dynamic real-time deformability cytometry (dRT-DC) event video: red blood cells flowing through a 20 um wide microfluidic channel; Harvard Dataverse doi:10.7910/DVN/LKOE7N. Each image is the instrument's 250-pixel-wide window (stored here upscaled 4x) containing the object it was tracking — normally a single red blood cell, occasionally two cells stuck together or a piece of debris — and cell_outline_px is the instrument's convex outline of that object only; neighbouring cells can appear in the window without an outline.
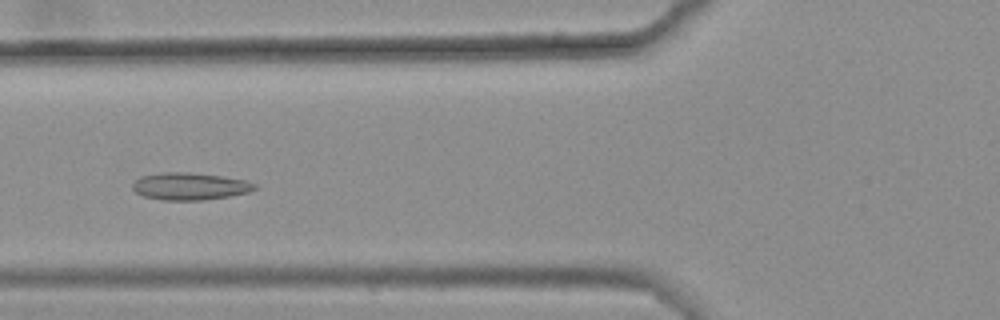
{"species": "common noctule bat (a hibernating species)", "species_latin": "Nyctalus noctula", "temperature_condition": "warm", "stored_images_in_passage": 44, "camera_frame_rate_fps": 3000, "um_per_image_px": 0.085, "animal": {"sex": "female", "body_mass_g": 25.1}, "frame": {"image": 1, "passage_image": 19, "time_ms": 6.0, "image_size_px": [1000, 320], "cell_outline_px": [[256, 188], [248, 192], [228, 196], [200, 200], [160, 200], [144, 196], [136, 192], [132, 188], [132, 184], [140, 176], [164, 172], [188, 172], [220, 176], [248, 180], [256, 184]], "centroid_in_image_um": [16.12, 15.83], "position_along_channel_um": 109.7, "area_um2": 19.31}}
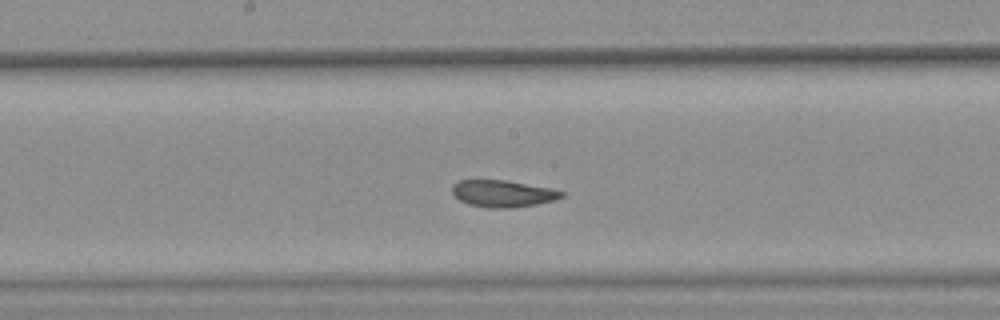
{"frame": {"image": 2, "passage_image": 27, "time_ms": 8.667, "image_size_px": [1000, 320], "cell_outline_px": [[564, 196], [556, 200], [536, 204], [512, 208], [488, 208], [468, 204], [460, 200], [452, 192], [452, 184], [460, 180], [504, 180], [552, 188], [564, 192]], "centroid_in_image_um": [42.75, 16.46], "position_along_channel_um": 205.4, "area_um2": 17.17}}
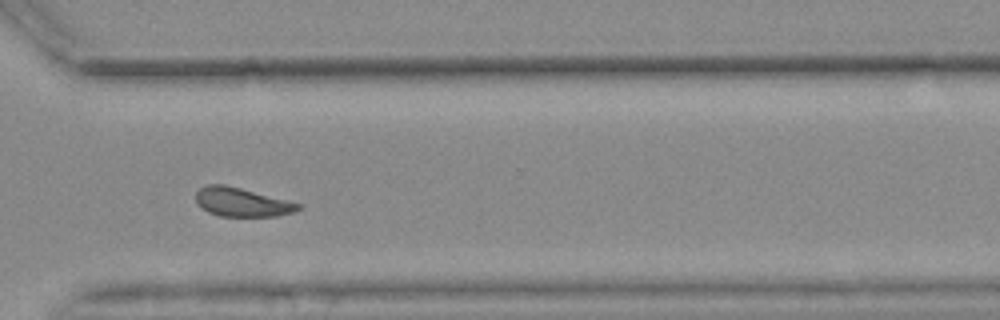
{"frame": {"image": 3, "passage_image": 39, "time_ms": 12.667, "image_size_px": [1000, 320], "cell_outline_px": [[300, 208], [292, 212], [276, 216], [220, 216], [208, 212], [196, 200], [196, 192], [200, 188], [208, 184], [224, 184], [240, 188], [300, 204]], "centroid_in_image_um": [20.52, 17.18], "position_along_channel_um": 350.1, "area_um2": 16.7}, "authors_computed_cell_mechanics": {"area_um2": 18.3515, "velocity_mm_per_s": 3.6008, "shape_relaxation_time_tau1_ms": null, "shape_relaxation_time_tau2_ms": 1.9283, "deformation_change_tau1": null, "deformation_change_tau2": 0.0878}}